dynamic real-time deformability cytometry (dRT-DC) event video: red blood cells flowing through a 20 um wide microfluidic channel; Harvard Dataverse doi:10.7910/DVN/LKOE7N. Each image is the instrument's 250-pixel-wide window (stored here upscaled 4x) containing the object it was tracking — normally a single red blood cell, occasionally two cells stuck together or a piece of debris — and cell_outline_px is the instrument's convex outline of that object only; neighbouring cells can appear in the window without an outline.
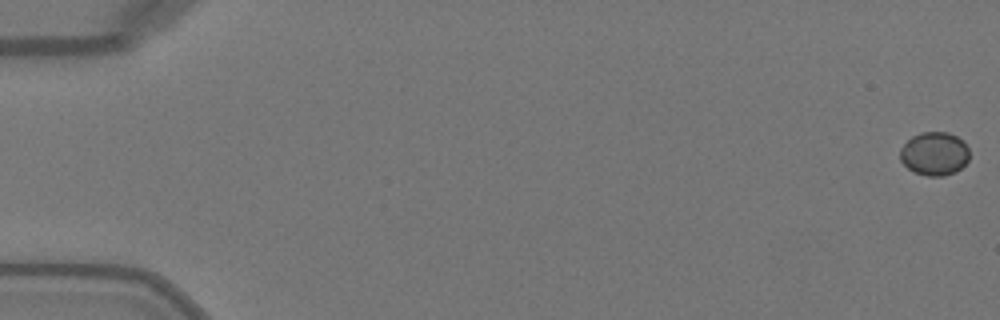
{"species": "Egyptian fruit bat (a non-hibernating species)", "species_latin": "Rousettus aegyptiacus", "temperature_condition": "warm", "stored_images_in_passage": 51, "camera_frame_rate_fps": 3000, "um_per_image_px": 0.085, "animal": {"sex": "female"}, "frame": {"image": 1, "passage_image": 1, "time_ms": 0.0, "image_size_px": [1000, 320], "cell_outline_px": [[968, 160], [956, 172], [944, 176], [928, 176], [916, 172], [908, 168], [900, 160], [900, 148], [912, 136], [920, 132], [948, 132], [964, 140], [968, 148]], "centroid_in_image_um": [79.43, 13.05], "position_along_channel_um": 5.6, "area_um2": 17.57}}
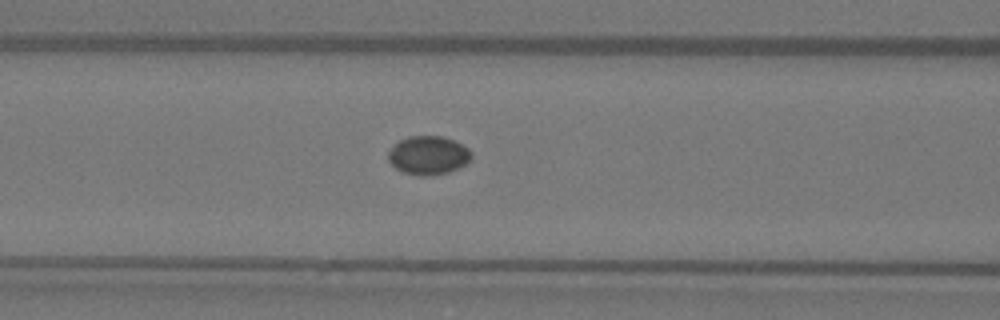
{"frame": {"image": 2, "passage_image": 22, "time_ms": 7.0, "image_size_px": [1000, 320], "cell_outline_px": [[472, 156], [460, 168], [448, 172], [432, 176], [420, 176], [404, 172], [396, 168], [388, 160], [388, 152], [400, 140], [408, 136], [444, 136], [468, 148], [472, 152]], "centroid_in_image_um": [36.41, 13.21], "position_along_channel_um": 130.2, "area_um2": 18.61}}
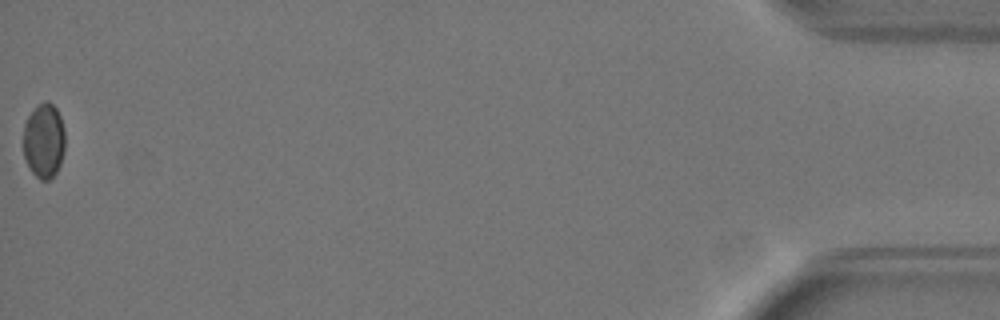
{"frame": {"image": 3, "passage_image": 51, "time_ms": 16.667, "image_size_px": [1000, 320], "cell_outline_px": [[64, 152], [60, 164], [56, 172], [48, 180], [40, 180], [32, 172], [24, 156], [24, 124], [28, 116], [44, 100], [48, 100], [56, 108], [60, 116], [64, 128]], "centroid_in_image_um": [3.74, 11.96], "position_along_channel_um": 431.5, "area_um2": 18.03}}